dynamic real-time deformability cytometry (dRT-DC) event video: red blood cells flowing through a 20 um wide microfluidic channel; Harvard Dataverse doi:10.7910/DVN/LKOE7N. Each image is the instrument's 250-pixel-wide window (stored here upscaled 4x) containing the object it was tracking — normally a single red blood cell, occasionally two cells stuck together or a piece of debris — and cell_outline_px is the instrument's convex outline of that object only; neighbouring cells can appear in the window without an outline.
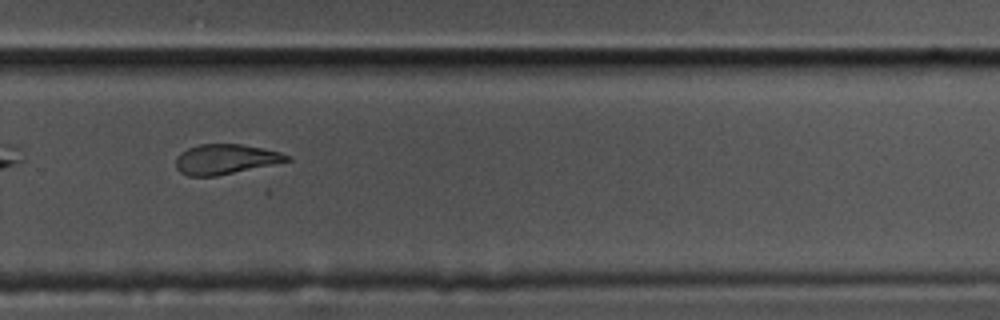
{"species": "common noctule bat (a hibernating species)", "species_latin": "Nyctalus noctula", "temperature_condition": "cold", "stored_images_in_passage": 38, "camera_frame_rate_fps": 3000, "um_per_image_px": 0.085, "animal": {"sex": "male", "body_mass_g": 17.5, "forearm_length_mm": 52.3}, "frame": {"image": 1, "passage_image": 23, "time_ms": 7.333, "image_size_px": [1000, 320], "cell_outline_px": [[292, 160], [216, 176], [188, 176], [180, 172], [176, 168], [176, 156], [180, 152], [188, 148], [200, 144], [240, 144], [264, 148], [280, 152], [292, 156]], "centroid_in_image_um": [19.16, 13.53], "position_along_channel_um": 310.6, "area_um2": 19.42}, "authors_computed_cell_mechanics": {"area_um2": 21.097, "velocity_mm_per_s": 3.4036, "shape_relaxation_time_tau1_ms": 6.6851, "shape_relaxation_time_tau2_ms": 9.0664, "deformation_change_tau1": 0.175, "deformation_change_tau2": 0.1767}}